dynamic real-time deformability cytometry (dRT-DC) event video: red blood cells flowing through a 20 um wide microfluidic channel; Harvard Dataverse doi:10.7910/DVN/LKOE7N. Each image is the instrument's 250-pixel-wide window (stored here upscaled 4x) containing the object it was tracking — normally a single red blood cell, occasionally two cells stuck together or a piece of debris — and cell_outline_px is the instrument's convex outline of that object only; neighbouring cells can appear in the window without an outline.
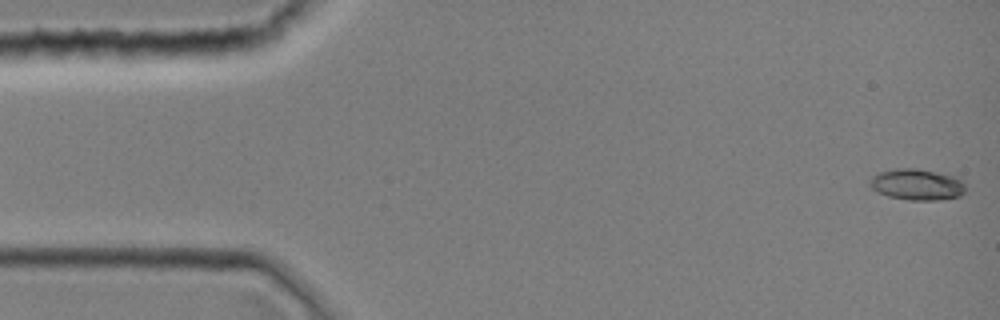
{"species": "common noctule bat (a hibernating species)", "species_latin": "Nyctalus noctula", "temperature_condition": "room temperature", "stored_images_in_passage": 1, "camera_frame_rate_fps": 3000, "um_per_image_px": 0.085, "animal": {"sex": "female", "body_mass_g": 19.0, "forearm_length_mm": 51.5}, "frame": {"image": 1, "passage_image": 1, "time_ms": 0.0, "image_size_px": [1000, 320], "cell_outline_px": [[964, 192], [960, 196], [940, 200], [908, 200], [888, 196], [872, 188], [872, 176], [876, 172], [896, 168], [916, 168], [956, 176], [964, 184]], "centroid_in_image_um": [77.96, 15.68], "position_along_channel_um": 7.0, "area_um2": 17.28}}